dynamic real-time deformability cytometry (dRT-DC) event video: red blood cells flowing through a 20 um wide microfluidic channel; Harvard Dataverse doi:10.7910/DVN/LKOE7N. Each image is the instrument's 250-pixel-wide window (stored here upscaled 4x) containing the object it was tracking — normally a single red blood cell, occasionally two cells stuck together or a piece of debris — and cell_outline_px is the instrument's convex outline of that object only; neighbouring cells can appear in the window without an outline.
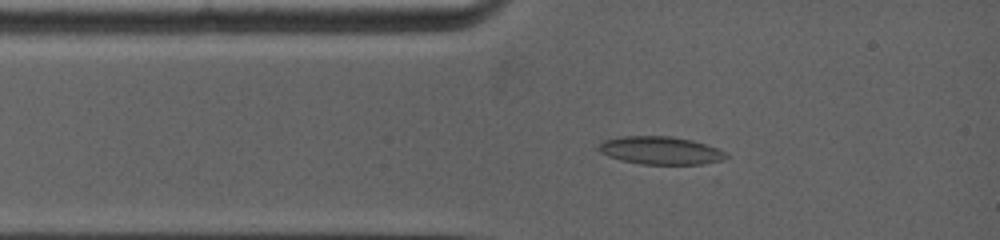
{"species": "common noctule bat (a hibernating species)", "species_latin": "Nyctalus noctula", "temperature_condition": "warm", "stored_images_in_passage": 37, "camera_frame_rate_fps": 5000, "um_per_image_px": 0.085, "animal": {"sex": "female", "body_mass_g": 19.0, "forearm_length_mm": 53.3}, "frame": {"image": 1, "passage_image": 4, "time_ms": 1.2, "image_size_px": [1000, 240], "cell_outline_px": [[728, 156], [724, 160], [704, 164], [640, 164], [620, 160], [608, 156], [600, 152], [596, 148], [600, 140], [620, 136], [672, 136], [692, 140], [716, 148], [724, 152]], "centroid_in_image_um": [56.07, 12.78], "position_along_channel_um": 28.9, "area_um2": 20.92}}
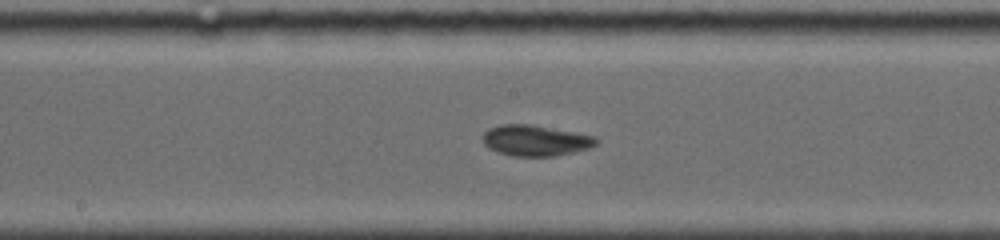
{"frame": {"image": 2, "passage_image": 17, "time_ms": 5.8, "image_size_px": [1000, 240], "cell_outline_px": [[600, 140], [596, 144], [588, 148], [576, 152], [556, 156], [512, 156], [496, 152], [488, 148], [484, 144], [484, 132], [488, 128], [500, 124], [532, 124], [576, 132], [596, 136]], "centroid_in_image_um": [45.53, 11.94], "position_along_channel_um": 202.7, "area_um2": 20.69}}
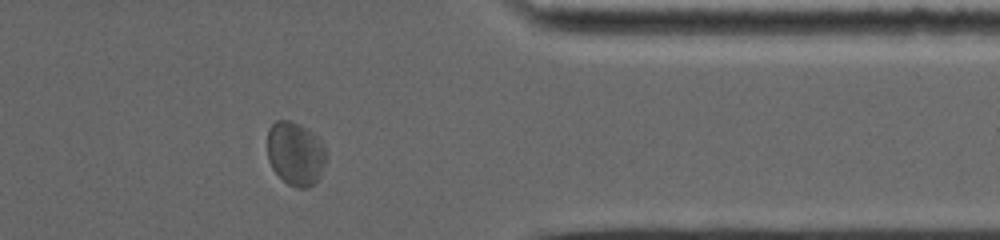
{"frame": {"image": 3, "passage_image": 31, "time_ms": 10.8, "image_size_px": [1000, 240], "cell_outline_px": [[328, 156], [324, 168], [320, 176], [308, 188], [296, 188], [288, 184], [272, 168], [268, 160], [268, 128], [276, 120], [288, 120], [300, 124], [312, 132], [320, 140]], "centroid_in_image_um": [25.12, 13.05], "position_along_channel_um": 386.3, "area_um2": 21.91}, "authors_computed_cell_mechanics": {"area_um2": 20.4034, "velocity_mm_per_s": 3.9307, "shape_relaxation_time_tau1_ms": 9.9722, "shape_relaxation_time_tau2_ms": 1.884, "deformation_change_tau1": 0.1477, "deformation_change_tau2": 0.0586}}